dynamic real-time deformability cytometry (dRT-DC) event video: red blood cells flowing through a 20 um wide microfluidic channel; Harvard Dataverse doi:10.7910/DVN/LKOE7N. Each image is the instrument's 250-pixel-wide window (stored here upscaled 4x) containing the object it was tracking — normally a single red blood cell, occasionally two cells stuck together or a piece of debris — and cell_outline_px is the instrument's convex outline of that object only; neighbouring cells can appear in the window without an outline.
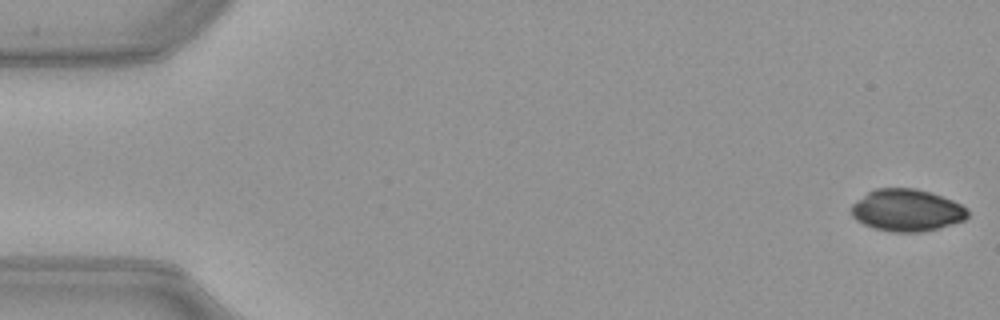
{"species": "common noctule bat (a hibernating species)", "species_latin": "Nyctalus noctula", "temperature_condition": "warm", "stored_images_in_passage": 51, "camera_frame_rate_fps": 3000, "um_per_image_px": 0.085, "animal": {"sex": "female", "body_mass_g": 21.9}, "frame": {"image": 1, "passage_image": 1, "time_ms": 0.0, "image_size_px": [1000, 320], "cell_outline_px": [[968, 216], [964, 220], [936, 228], [920, 232], [892, 232], [872, 228], [856, 220], [852, 216], [852, 204], [856, 200], [868, 192], [876, 188], [916, 188], [952, 200], [968, 208]], "centroid_in_image_um": [77.05, 17.87], "position_along_channel_um": 7.9, "area_um2": 28.38}}
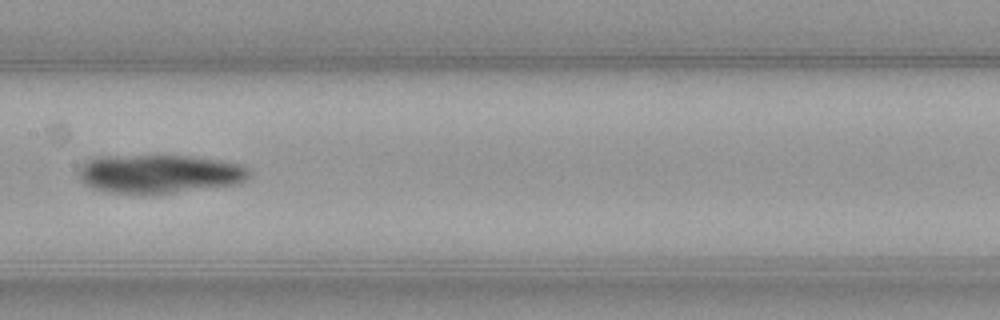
{"frame": {"image": 2, "passage_image": 26, "time_ms": 8.333, "image_size_px": [1000, 320], "cell_outline_px": [[252, 176], [240, 184], [144, 196], [108, 192], [92, 188], [80, 180], [80, 168], [88, 160], [96, 156], [192, 156], [224, 160], [240, 164], [248, 168]], "centroid_in_image_um": [13.59, 14.8], "position_along_channel_um": 193.8, "area_um2": 39.13}}
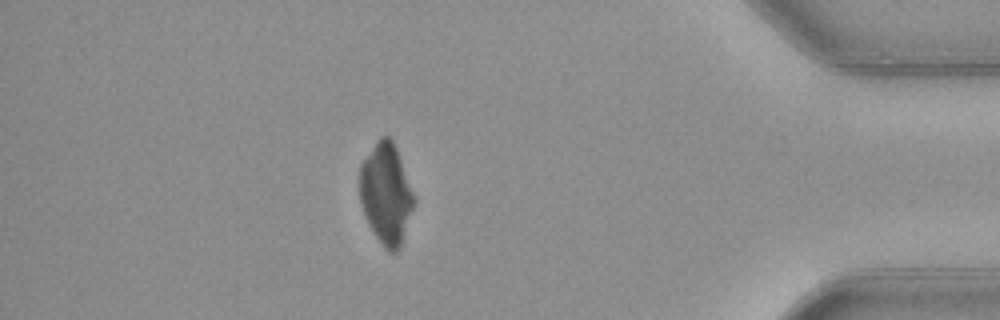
{"frame": {"image": 3, "passage_image": 45, "time_ms": 14.667, "image_size_px": [1000, 320], "cell_outline_px": [[416, 204], [400, 248], [396, 252], [388, 252], [384, 248], [368, 224], [360, 200], [360, 164], [380, 136], [388, 136], [392, 140], [396, 148], [416, 196]], "centroid_in_image_um": [32.85, 16.49], "position_along_channel_um": 402.3, "area_um2": 32.14}}